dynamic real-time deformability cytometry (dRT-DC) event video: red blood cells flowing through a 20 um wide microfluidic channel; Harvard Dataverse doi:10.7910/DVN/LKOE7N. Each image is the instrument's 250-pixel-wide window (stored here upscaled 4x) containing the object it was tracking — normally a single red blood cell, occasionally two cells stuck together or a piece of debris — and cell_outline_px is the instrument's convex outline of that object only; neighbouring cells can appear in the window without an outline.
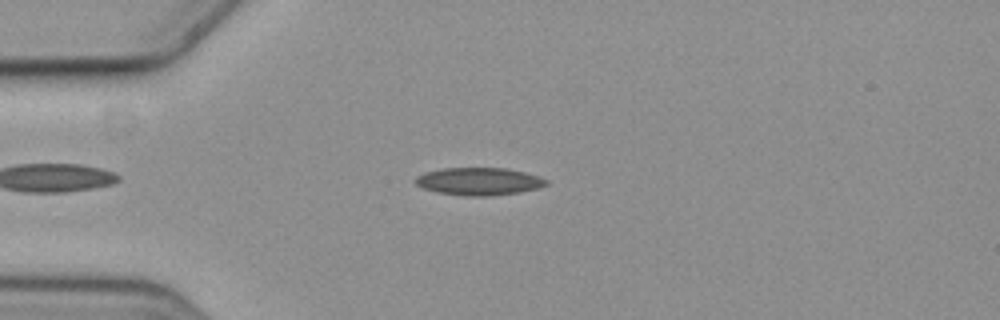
{"species": "common noctule bat (a hibernating species)", "species_latin": "Nyctalus noctula", "temperature_condition": "cold", "stored_images_in_passage": 52, "camera_frame_rate_fps": 3000, "um_per_image_px": 0.085, "animal": {"sex": "female", "body_mass_g": 19.3, "forearm_length_mm": 54.1}, "frame": {"image": 1, "passage_image": 9, "time_ms": 2.667, "image_size_px": [1000, 320], "cell_outline_px": [[548, 184], [536, 188], [520, 192], [492, 196], [464, 196], [436, 192], [424, 188], [416, 184], [416, 176], [428, 172], [444, 168], [504, 168], [524, 172], [548, 180]], "centroid_in_image_um": [40.71, 15.43], "position_along_channel_um": 44.3, "area_um2": 20.81}}
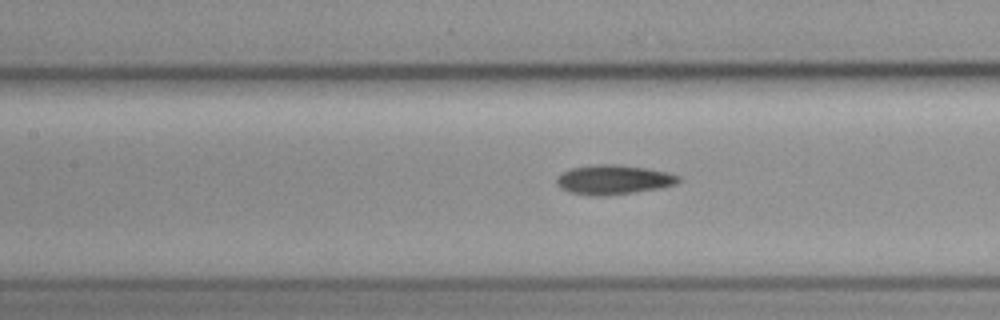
{"frame": {"image": 2, "passage_image": 20, "time_ms": 6.333, "image_size_px": [1000, 320], "cell_outline_px": [[680, 180], [676, 184], [660, 188], [636, 192], [604, 196], [588, 196], [572, 192], [560, 188], [556, 184], [556, 180], [564, 172], [572, 168], [596, 164], [616, 164], [644, 168], [668, 172], [680, 176]], "centroid_in_image_um": [52.16, 15.28], "position_along_channel_um": 155.2, "area_um2": 20.87}}
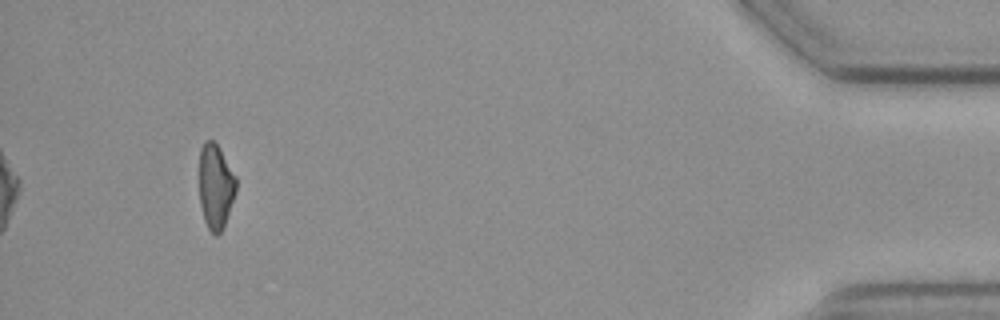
{"frame": {"image": 3, "passage_image": 48, "time_ms": 15.667, "image_size_px": [1000, 320], "cell_outline_px": [[236, 192], [224, 228], [216, 236], [208, 228], [204, 220], [200, 204], [200, 148], [204, 140], [212, 140], [220, 148], [236, 176]], "centroid_in_image_um": [18.34, 15.85], "position_along_channel_um": 416.9, "area_um2": 18.32}}